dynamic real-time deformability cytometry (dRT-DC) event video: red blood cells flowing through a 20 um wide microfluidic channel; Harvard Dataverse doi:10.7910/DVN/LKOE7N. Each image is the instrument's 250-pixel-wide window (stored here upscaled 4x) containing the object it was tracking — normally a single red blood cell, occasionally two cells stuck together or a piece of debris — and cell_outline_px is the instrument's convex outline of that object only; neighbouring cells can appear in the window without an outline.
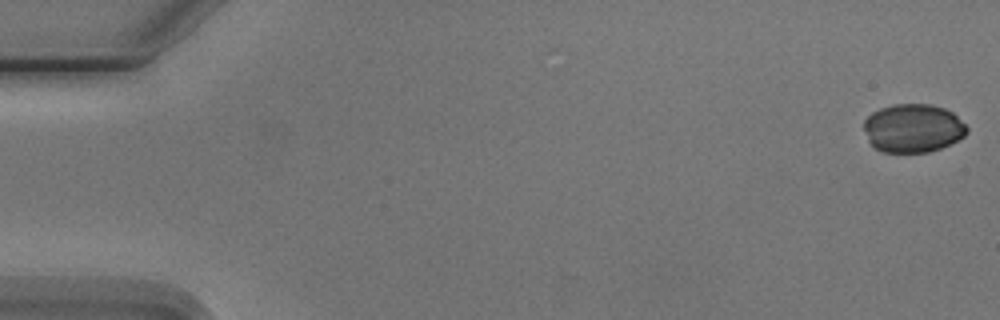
{"species": "Egyptian fruit bat (a non-hibernating species)", "species_latin": "Rousettus aegyptiacus", "temperature_condition": "cold", "stored_images_in_passage": 6, "camera_frame_rate_fps": 3000, "um_per_image_px": 0.085, "animal": {"sex": "male"}, "frame": {"image": 1, "passage_image": 1, "time_ms": 0.0, "image_size_px": [1000, 320], "cell_outline_px": [[968, 132], [964, 136], [940, 148], [928, 152], [884, 152], [876, 148], [868, 140], [864, 128], [864, 120], [872, 112], [880, 108], [892, 104], [928, 104], [944, 108], [952, 112], [968, 128]], "centroid_in_image_um": [77.59, 10.88], "position_along_channel_um": 7.4, "area_um2": 28.9}}
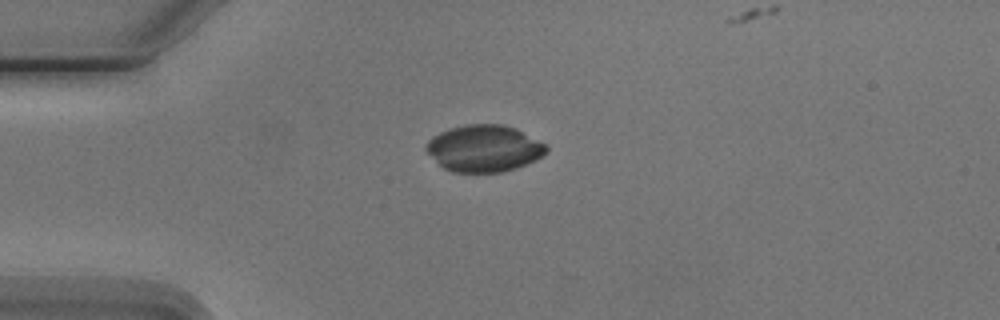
{"frame": {"image": 2, "passage_image": 4, "time_ms": 4.333, "image_size_px": [1000, 320], "cell_outline_px": [[548, 152], [516, 168], [504, 172], [452, 172], [444, 168], [424, 148], [428, 140], [432, 136], [440, 132], [452, 128], [468, 124], [500, 124], [516, 128], [548, 144]], "centroid_in_image_um": [41.16, 12.6], "position_along_channel_um": 43.8, "area_um2": 32.6}}